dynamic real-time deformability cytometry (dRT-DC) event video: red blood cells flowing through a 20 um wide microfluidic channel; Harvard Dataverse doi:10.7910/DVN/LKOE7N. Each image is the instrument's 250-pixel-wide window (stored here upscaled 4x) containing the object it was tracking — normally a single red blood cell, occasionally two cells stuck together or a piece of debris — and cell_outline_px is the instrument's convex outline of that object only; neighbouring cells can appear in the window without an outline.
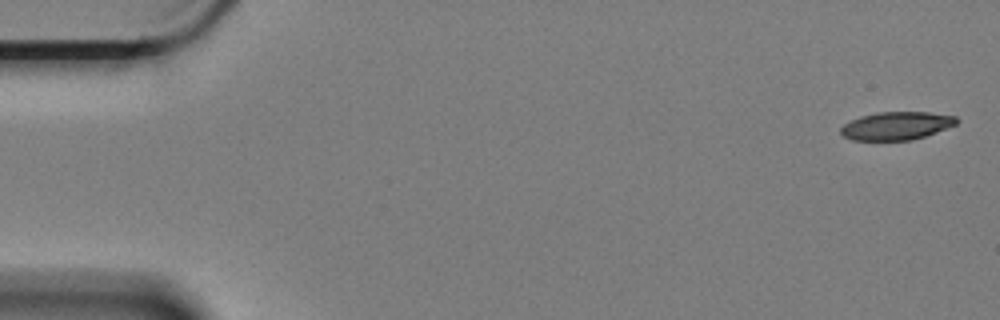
{"species": "Egyptian fruit bat (a non-hibernating species)", "species_latin": "Rousettus aegyptiacus", "temperature_condition": "cold", "stored_images_in_passage": 5, "camera_frame_rate_fps": 3000, "um_per_image_px": 0.085, "animal": {"sex": "female"}, "frame": {"image": 1, "passage_image": 1, "time_ms": 0.0, "image_size_px": [1000, 320], "cell_outline_px": [[960, 120], [956, 124], [936, 132], [912, 140], [852, 140], [844, 136], [840, 132], [840, 128], [844, 124], [860, 116], [880, 112], [928, 112], [956, 116]], "centroid_in_image_um": [76.21, 10.69], "position_along_channel_um": 8.8, "area_um2": 18.84}}
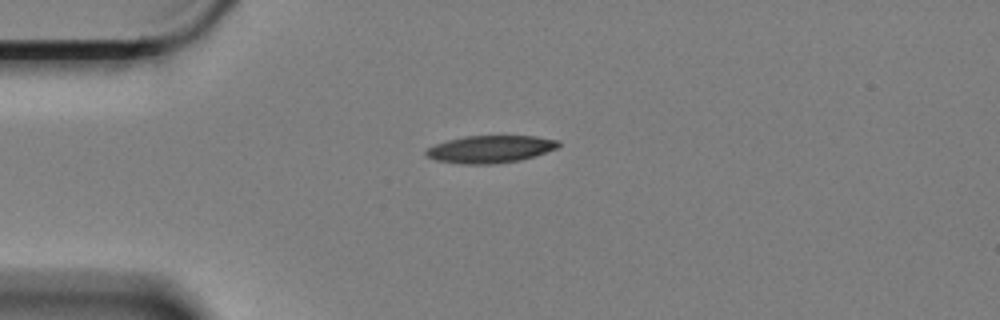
{"frame": {"image": 2, "passage_image": 4, "time_ms": 1.0, "image_size_px": [1000, 320], "cell_outline_px": [[560, 144], [556, 148], [520, 160], [492, 164], [460, 164], [436, 160], [424, 156], [424, 152], [428, 148], [436, 144], [448, 140], [464, 136], [536, 136], [560, 140]], "centroid_in_image_um": [41.64, 12.67], "position_along_channel_um": 43.4, "area_um2": 21.04}}